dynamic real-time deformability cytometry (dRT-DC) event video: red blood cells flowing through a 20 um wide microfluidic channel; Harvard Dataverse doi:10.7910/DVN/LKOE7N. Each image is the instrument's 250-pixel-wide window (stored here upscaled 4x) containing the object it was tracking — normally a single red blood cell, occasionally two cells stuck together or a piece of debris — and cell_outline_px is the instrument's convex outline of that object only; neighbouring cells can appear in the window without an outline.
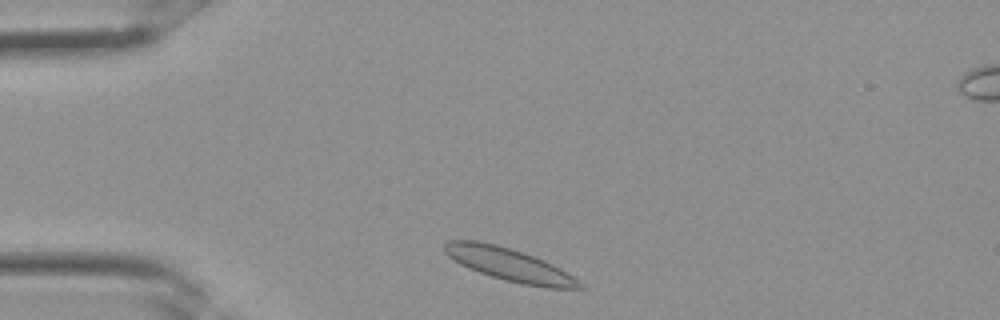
{"species": "Egyptian fruit bat (a non-hibernating species)", "species_latin": "Rousettus aegyptiacus", "temperature_condition": "room temperature", "stored_images_in_passage": 22, "camera_frame_rate_fps": 3000, "um_per_image_px": 0.085, "frame": {"image": 1, "passage_image": 1, "time_ms": 0.0, "image_size_px": [1000, 320], "cell_outline_px": [[584, 288], [544, 288], [504, 280], [468, 268], [460, 264], [448, 256], [444, 252], [444, 244], [448, 240], [476, 240], [496, 244], [544, 260], [560, 268], [584, 284]], "centroid_in_image_um": [43.27, 22.49], "position_along_channel_um": 41.7, "area_um2": 25.55}}
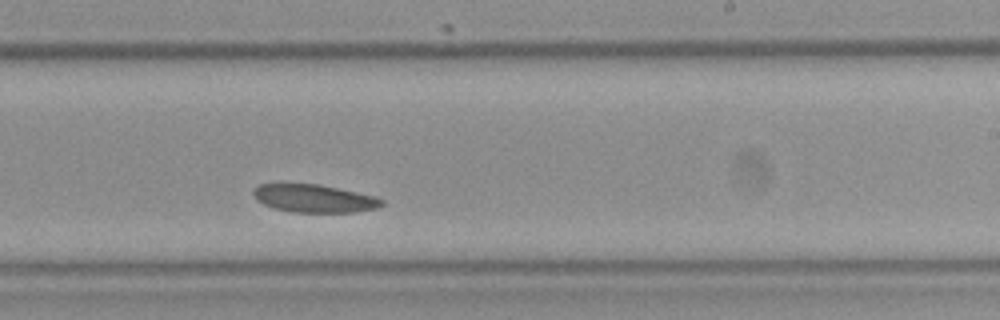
{"frame": {"image": 2, "passage_image": 14, "time_ms": 4.333, "image_size_px": [1000, 320], "cell_outline_px": [[384, 204], [376, 208], [356, 212], [292, 212], [272, 208], [256, 200], [252, 192], [260, 184], [320, 184], [376, 196], [384, 200]], "centroid_in_image_um": [26.72, 16.87], "position_along_channel_um": 262.3, "area_um2": 20.92}}
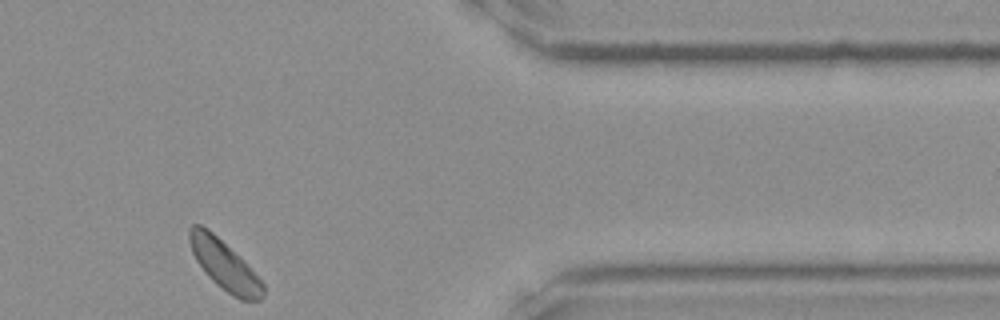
{"frame": {"image": 3, "passage_image": 22, "time_ms": 7.0, "image_size_px": [1000, 320], "cell_outline_px": [[264, 296], [260, 300], [240, 300], [232, 296], [216, 284], [208, 276], [196, 260], [192, 252], [188, 240], [188, 228], [192, 224], [200, 224], [208, 228], [264, 284]], "centroid_in_image_um": [19.01, 22.54], "position_along_channel_um": 392.4, "area_um2": 20.52}}